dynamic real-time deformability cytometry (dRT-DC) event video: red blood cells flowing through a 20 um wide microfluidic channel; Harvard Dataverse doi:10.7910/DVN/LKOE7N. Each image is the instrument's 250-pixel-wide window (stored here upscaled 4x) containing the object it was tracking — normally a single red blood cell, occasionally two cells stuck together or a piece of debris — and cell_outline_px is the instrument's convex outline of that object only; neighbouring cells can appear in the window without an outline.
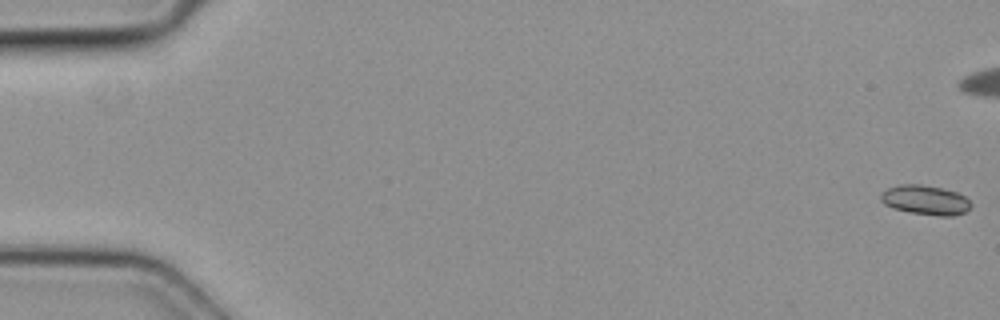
{"species": "common noctule bat (a hibernating species)", "species_latin": "Nyctalus noctula", "temperature_condition": "cold", "stored_images_in_passage": 8, "camera_frame_rate_fps": 3000, "um_per_image_px": 0.085, "animal": {"sex": "female", "body_mass_g": 19.3, "forearm_length_mm": 54.1}, "frame": {"image": 1, "passage_image": 1, "time_ms": 0.0, "image_size_px": [1000, 320], "cell_outline_px": [[972, 204], [964, 212], [952, 216], [940, 216], [912, 212], [892, 208], [884, 204], [880, 200], [880, 192], [888, 188], [900, 184], [920, 184], [940, 188], [956, 192], [964, 196]], "centroid_in_image_um": [78.61, 16.99], "position_along_channel_um": 6.4, "area_um2": 15.37}}
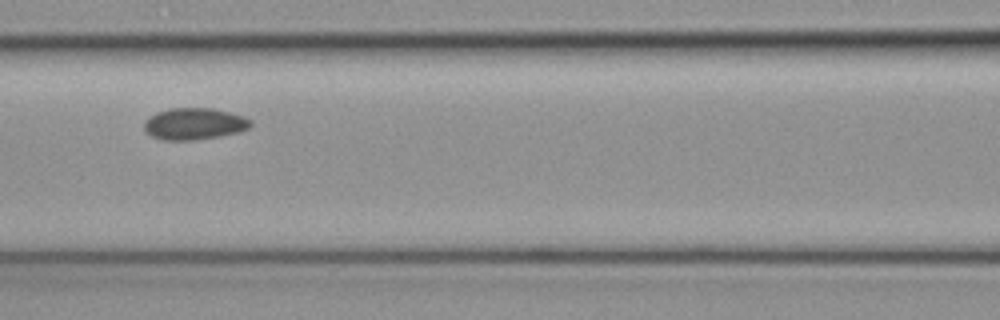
{"frame": {"image": 2, "passage_image": 6, "time_ms": 1.667, "image_size_px": [1000, 320], "cell_outline_px": [[252, 124], [248, 128], [240, 132], [220, 136], [192, 140], [160, 140], [144, 132], [144, 120], [156, 112], [168, 108], [212, 108], [244, 116], [252, 120]], "centroid_in_image_um": [16.49, 10.52], "position_along_channel_um": 150.1, "area_um2": 19.88}}
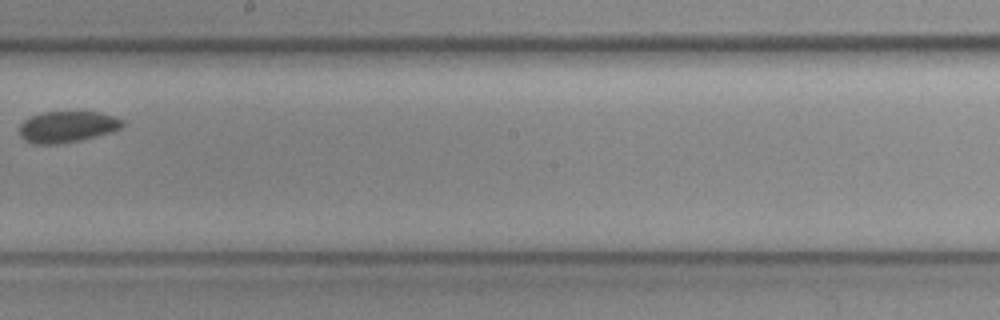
{"frame": {"image": 3, "passage_image": 8, "time_ms": 2.333, "image_size_px": [1000, 320], "cell_outline_px": [[124, 124], [120, 128], [112, 132], [80, 140], [56, 144], [36, 144], [24, 140], [20, 136], [20, 124], [24, 120], [32, 116], [44, 112], [100, 112], [116, 116], [124, 120]], "centroid_in_image_um": [5.74, 10.77], "position_along_channel_um": 242.5, "area_um2": 18.79}}